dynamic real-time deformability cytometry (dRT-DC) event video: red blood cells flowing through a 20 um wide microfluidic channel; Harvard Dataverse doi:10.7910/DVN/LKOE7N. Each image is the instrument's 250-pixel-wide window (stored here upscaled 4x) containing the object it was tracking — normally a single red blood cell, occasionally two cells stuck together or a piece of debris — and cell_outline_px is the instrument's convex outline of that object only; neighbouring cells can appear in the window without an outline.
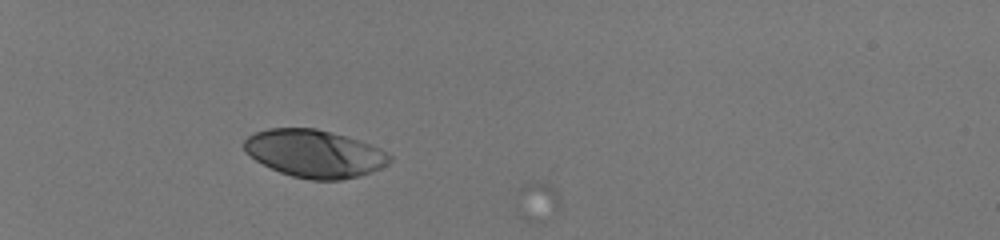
{"species": "human", "species_latin": "Homo sapiens", "temperature_condition": "room temperature", "stored_images_in_passage": 5, "camera_frame_rate_fps": 3000, "um_per_image_px": 0.085, "donor": {"sex": "male"}, "frame": {"image": 1, "passage_image": 4, "time_ms": 1.0, "image_size_px": [1000, 240], "cell_outline_px": [[392, 160], [388, 164], [380, 168], [356, 176], [340, 180], [312, 180], [292, 176], [280, 172], [256, 160], [244, 152], [244, 140], [248, 136], [256, 132], [268, 128], [316, 128], [344, 136], [380, 148], [392, 156]], "centroid_in_image_um": [26.71, 13.05], "position_along_channel_um": 58.3, "area_um2": 40.0}}